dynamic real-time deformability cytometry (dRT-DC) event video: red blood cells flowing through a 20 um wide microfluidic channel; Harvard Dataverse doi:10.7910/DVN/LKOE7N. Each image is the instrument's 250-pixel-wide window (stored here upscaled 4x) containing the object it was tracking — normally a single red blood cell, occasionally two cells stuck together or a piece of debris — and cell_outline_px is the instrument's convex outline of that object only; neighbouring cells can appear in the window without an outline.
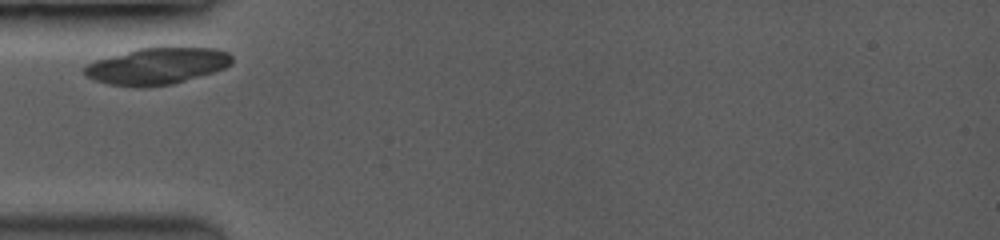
{"species": "common noctule bat (a hibernating species)", "species_latin": "Nyctalus noctula", "temperature_condition": "room temperature", "stored_images_in_passage": 25, "camera_frame_rate_fps": 3500, "um_per_image_px": 0.085, "animal": {"sex": "female", "body_mass_g": 19.0, "forearm_length_mm": 53.3}, "frame": {"image": 1, "passage_image": 1, "time_ms": 0.0, "image_size_px": [1000, 240], "cell_outline_px": [[232, 64], [224, 68], [212, 72], [172, 84], [108, 84], [96, 80], [88, 76], [84, 72], [84, 68], [88, 64], [96, 60], [136, 48], [216, 48], [228, 52], [232, 56]], "centroid_in_image_um": [13.4, 5.57], "position_along_channel_um": 71.6, "area_um2": 30.29}}